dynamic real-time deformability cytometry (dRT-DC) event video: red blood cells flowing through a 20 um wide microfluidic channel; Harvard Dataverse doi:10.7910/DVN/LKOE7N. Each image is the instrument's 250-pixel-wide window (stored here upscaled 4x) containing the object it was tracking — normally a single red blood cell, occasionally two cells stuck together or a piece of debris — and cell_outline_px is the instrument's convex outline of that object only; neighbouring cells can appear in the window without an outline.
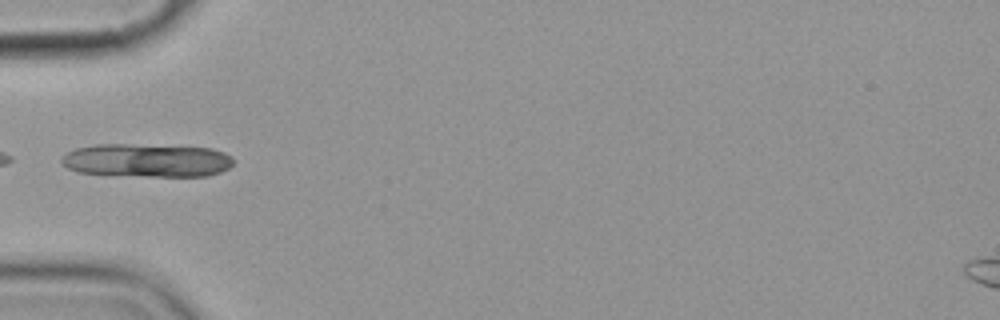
{"species": "common noctule bat (a hibernating species)", "species_latin": "Nyctalus noctula", "temperature_condition": "cold", "stored_images_in_passage": 5, "camera_frame_rate_fps": 3000, "um_per_image_px": 0.085, "animal": {"sex": "female", "body_mass_g": 19.9}, "frame": {"image": 1, "passage_image": 5, "time_ms": 4.333, "image_size_px": [1000, 320], "cell_outline_px": [[232, 164], [228, 168], [220, 172], [208, 176], [148, 176], [76, 172], [68, 168], [60, 160], [68, 152], [76, 148], [96, 144], [128, 144], [212, 148], [224, 152], [232, 156]], "centroid_in_image_um": [12.5, 13.62], "position_along_channel_um": 72.5, "area_um2": 33.23}}